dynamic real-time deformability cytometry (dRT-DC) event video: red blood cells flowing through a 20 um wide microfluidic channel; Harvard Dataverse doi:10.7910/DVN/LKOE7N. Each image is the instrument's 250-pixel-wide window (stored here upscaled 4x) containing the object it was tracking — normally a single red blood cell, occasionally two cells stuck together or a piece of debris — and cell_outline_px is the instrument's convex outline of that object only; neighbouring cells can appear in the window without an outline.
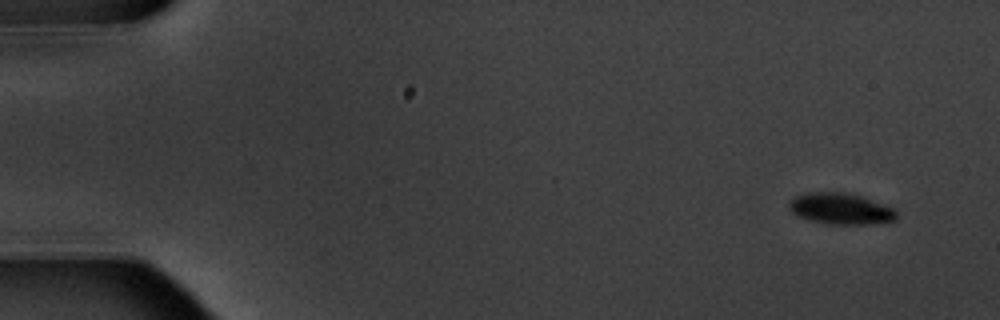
{"species": "common noctule bat (a hibernating species)", "species_latin": "Nyctalus noctula", "temperature_condition": "warm", "stored_images_in_passage": 5, "camera_frame_rate_fps": 3000, "um_per_image_px": 0.085, "animal": {"sex": "male", "body_mass_g": 20.1, "forearm_length_mm": 53.5}, "frame": {"image": 1, "passage_image": 1, "time_ms": 0.0, "image_size_px": [1000, 320], "cell_outline_px": [[896, 220], [868, 224], [828, 224], [796, 216], [788, 208], [788, 204], [796, 196], [808, 192], [844, 192], [860, 196], [896, 208]], "centroid_in_image_um": [71.46, 17.74], "position_along_channel_um": 13.5, "area_um2": 19.48}}
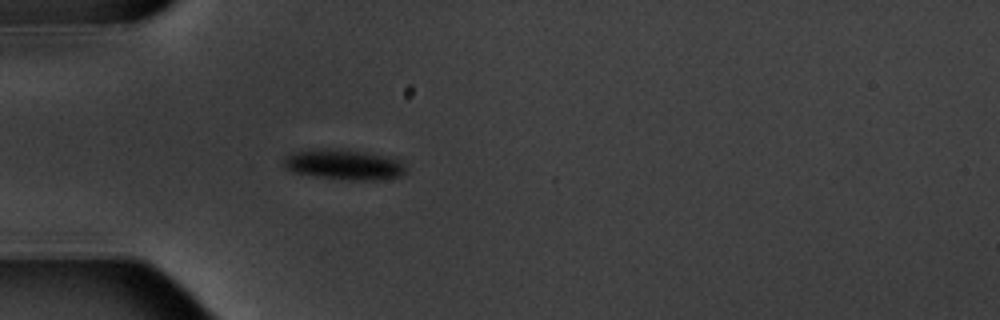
{"frame": {"image": 2, "passage_image": 5, "time_ms": 4.667, "image_size_px": [1000, 320], "cell_outline_px": [[404, 172], [400, 176], [376, 180], [348, 180], [316, 176], [292, 172], [284, 168], [284, 156], [292, 152], [312, 148], [340, 148], [384, 156], [400, 160], [404, 164]], "centroid_in_image_um": [29.15, 13.97], "position_along_channel_um": 55.8, "area_um2": 21.68}}